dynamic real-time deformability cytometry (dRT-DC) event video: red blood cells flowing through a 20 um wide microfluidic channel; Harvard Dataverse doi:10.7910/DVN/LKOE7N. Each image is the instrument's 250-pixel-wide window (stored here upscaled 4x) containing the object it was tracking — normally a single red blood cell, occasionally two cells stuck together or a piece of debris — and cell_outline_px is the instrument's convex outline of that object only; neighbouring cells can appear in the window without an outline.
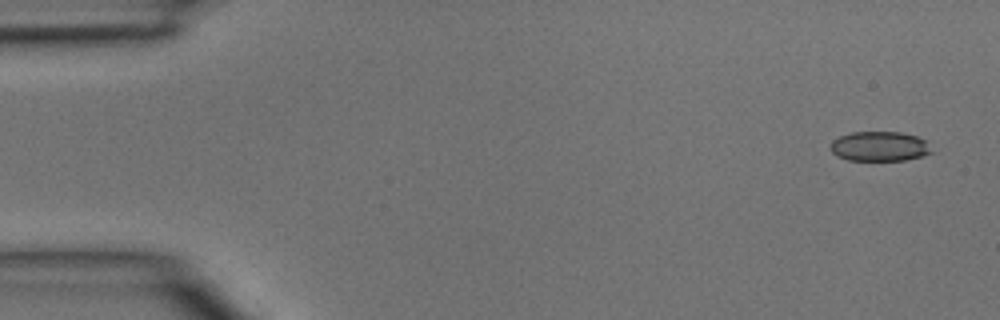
{"species": "common noctule bat (a hibernating species)", "species_latin": "Nyctalus noctula", "temperature_condition": "room temperature", "stored_images_in_passage": 4, "camera_frame_rate_fps": 3000, "um_per_image_px": 0.085, "animal": {"sex": "male", "body_mass_g": 15.6}, "frame": {"image": 1, "passage_image": 1, "time_ms": 0.0, "image_size_px": [1000, 320], "cell_outline_px": [[932, 152], [920, 156], [904, 160], [848, 160], [836, 156], [832, 152], [832, 140], [840, 136], [852, 132], [900, 132], [916, 136], [928, 140]], "centroid_in_image_um": [74.78, 12.43], "position_along_channel_um": 10.2, "area_um2": 17.46}}
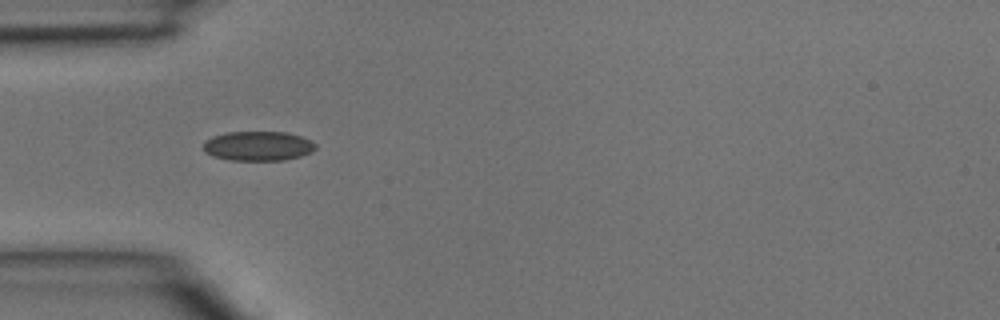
{"frame": {"image": 2, "passage_image": 4, "time_ms": 1.0, "image_size_px": [1000, 320], "cell_outline_px": [[316, 148], [312, 152], [300, 156], [284, 160], [228, 160], [212, 156], [204, 152], [204, 140], [212, 136], [228, 132], [288, 132], [312, 140], [316, 144]], "centroid_in_image_um": [21.93, 12.41], "position_along_channel_um": 63.1, "area_um2": 19.48}}